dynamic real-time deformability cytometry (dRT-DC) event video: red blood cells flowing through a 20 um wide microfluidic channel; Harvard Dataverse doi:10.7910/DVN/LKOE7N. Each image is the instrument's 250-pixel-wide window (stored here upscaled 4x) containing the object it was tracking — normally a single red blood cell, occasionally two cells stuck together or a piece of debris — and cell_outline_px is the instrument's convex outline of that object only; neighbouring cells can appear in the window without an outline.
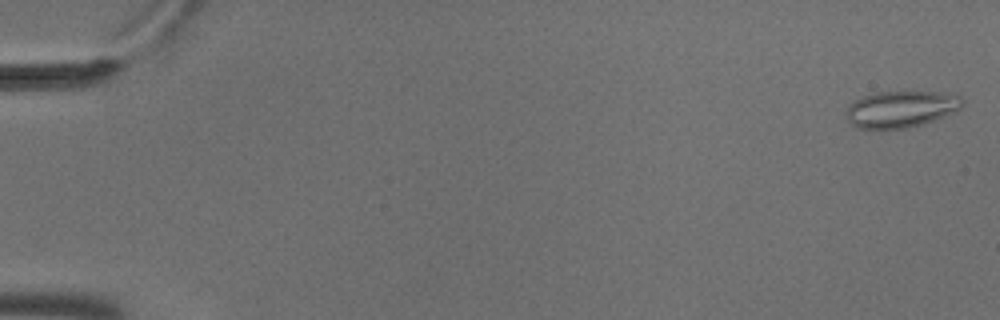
{"species": "common noctule bat (a hibernating species)", "species_latin": "Nyctalus noctula", "temperature_condition": "cold", "stored_images_in_passage": 7, "camera_frame_rate_fps": 3000, "um_per_image_px": 0.085, "animal": {"sex": "male", "body_mass_g": 18.8}, "frame": {"image": 1, "passage_image": 1, "time_ms": 0.0, "image_size_px": [1000, 320], "cell_outline_px": [[964, 104], [956, 112], [924, 124], [908, 128], [856, 128], [848, 120], [848, 104], [864, 96], [876, 92], [904, 88], [948, 92], [960, 96], [964, 100]], "centroid_in_image_um": [76.68, 9.2], "position_along_channel_um": 8.3, "area_um2": 25.84}}